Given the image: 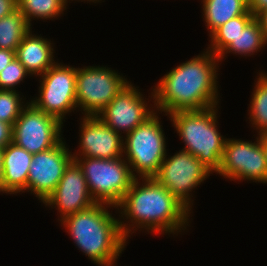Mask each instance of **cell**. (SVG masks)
Masks as SVG:
<instances>
[{
    "instance_id": "cell-1",
    "label": "cell",
    "mask_w": 267,
    "mask_h": 266,
    "mask_svg": "<svg viewBox=\"0 0 267 266\" xmlns=\"http://www.w3.org/2000/svg\"><path fill=\"white\" fill-rule=\"evenodd\" d=\"M205 51L159 79L150 95L156 111L167 116L177 111L203 110L219 105V74L216 72L220 60L208 49Z\"/></svg>"
},
{
    "instance_id": "cell-2",
    "label": "cell",
    "mask_w": 267,
    "mask_h": 266,
    "mask_svg": "<svg viewBox=\"0 0 267 266\" xmlns=\"http://www.w3.org/2000/svg\"><path fill=\"white\" fill-rule=\"evenodd\" d=\"M138 180H142V183ZM115 209H118L123 219L129 221H126V224L119 220L120 230L126 240L136 229H145L148 233L178 234L186 229L191 214L190 210L154 177L135 178Z\"/></svg>"
},
{
    "instance_id": "cell-3",
    "label": "cell",
    "mask_w": 267,
    "mask_h": 266,
    "mask_svg": "<svg viewBox=\"0 0 267 266\" xmlns=\"http://www.w3.org/2000/svg\"><path fill=\"white\" fill-rule=\"evenodd\" d=\"M111 207L116 208L95 203L60 221L81 252L98 266L116 263L127 242L120 230V219L108 211Z\"/></svg>"
},
{
    "instance_id": "cell-4",
    "label": "cell",
    "mask_w": 267,
    "mask_h": 266,
    "mask_svg": "<svg viewBox=\"0 0 267 266\" xmlns=\"http://www.w3.org/2000/svg\"><path fill=\"white\" fill-rule=\"evenodd\" d=\"M217 107L177 111L168 115L185 143L183 150L190 152L214 173L220 168L227 139L218 132Z\"/></svg>"
},
{
    "instance_id": "cell-5",
    "label": "cell",
    "mask_w": 267,
    "mask_h": 266,
    "mask_svg": "<svg viewBox=\"0 0 267 266\" xmlns=\"http://www.w3.org/2000/svg\"><path fill=\"white\" fill-rule=\"evenodd\" d=\"M157 115L155 112L123 137V157L135 178L154 177L166 157V138Z\"/></svg>"
},
{
    "instance_id": "cell-6",
    "label": "cell",
    "mask_w": 267,
    "mask_h": 266,
    "mask_svg": "<svg viewBox=\"0 0 267 266\" xmlns=\"http://www.w3.org/2000/svg\"><path fill=\"white\" fill-rule=\"evenodd\" d=\"M88 190L96 203L117 206L135 179L124 157L101 159L76 157Z\"/></svg>"
},
{
    "instance_id": "cell-7",
    "label": "cell",
    "mask_w": 267,
    "mask_h": 266,
    "mask_svg": "<svg viewBox=\"0 0 267 266\" xmlns=\"http://www.w3.org/2000/svg\"><path fill=\"white\" fill-rule=\"evenodd\" d=\"M126 79L106 66L78 67L76 74L77 108L81 109L84 116H98L129 83Z\"/></svg>"
},
{
    "instance_id": "cell-8",
    "label": "cell",
    "mask_w": 267,
    "mask_h": 266,
    "mask_svg": "<svg viewBox=\"0 0 267 266\" xmlns=\"http://www.w3.org/2000/svg\"><path fill=\"white\" fill-rule=\"evenodd\" d=\"M76 74L77 68L55 62L40 75L39 96L30 102L63 124L66 114L77 108Z\"/></svg>"
},
{
    "instance_id": "cell-9",
    "label": "cell",
    "mask_w": 267,
    "mask_h": 266,
    "mask_svg": "<svg viewBox=\"0 0 267 266\" xmlns=\"http://www.w3.org/2000/svg\"><path fill=\"white\" fill-rule=\"evenodd\" d=\"M210 174L212 171L198 158L182 149L168 158L166 154L154 178L191 211L192 190L204 182Z\"/></svg>"
},
{
    "instance_id": "cell-10",
    "label": "cell",
    "mask_w": 267,
    "mask_h": 266,
    "mask_svg": "<svg viewBox=\"0 0 267 266\" xmlns=\"http://www.w3.org/2000/svg\"><path fill=\"white\" fill-rule=\"evenodd\" d=\"M62 126L57 118L28 102L13 125L12 142L31 154L44 152L64 139Z\"/></svg>"
},
{
    "instance_id": "cell-11",
    "label": "cell",
    "mask_w": 267,
    "mask_h": 266,
    "mask_svg": "<svg viewBox=\"0 0 267 266\" xmlns=\"http://www.w3.org/2000/svg\"><path fill=\"white\" fill-rule=\"evenodd\" d=\"M255 142L227 138L216 174L233 181L267 183V160L258 135Z\"/></svg>"
},
{
    "instance_id": "cell-12",
    "label": "cell",
    "mask_w": 267,
    "mask_h": 266,
    "mask_svg": "<svg viewBox=\"0 0 267 266\" xmlns=\"http://www.w3.org/2000/svg\"><path fill=\"white\" fill-rule=\"evenodd\" d=\"M136 88L128 83L97 116L120 135L130 133L157 112Z\"/></svg>"
},
{
    "instance_id": "cell-13",
    "label": "cell",
    "mask_w": 267,
    "mask_h": 266,
    "mask_svg": "<svg viewBox=\"0 0 267 266\" xmlns=\"http://www.w3.org/2000/svg\"><path fill=\"white\" fill-rule=\"evenodd\" d=\"M63 139L53 148L33 154L27 178V189L41 202L55 190L66 167L73 160Z\"/></svg>"
},
{
    "instance_id": "cell-14",
    "label": "cell",
    "mask_w": 267,
    "mask_h": 266,
    "mask_svg": "<svg viewBox=\"0 0 267 266\" xmlns=\"http://www.w3.org/2000/svg\"><path fill=\"white\" fill-rule=\"evenodd\" d=\"M43 203L59 211L60 221L96 203L88 190L82 168L75 160L66 167L57 187Z\"/></svg>"
},
{
    "instance_id": "cell-15",
    "label": "cell",
    "mask_w": 267,
    "mask_h": 266,
    "mask_svg": "<svg viewBox=\"0 0 267 266\" xmlns=\"http://www.w3.org/2000/svg\"><path fill=\"white\" fill-rule=\"evenodd\" d=\"M80 121V139L76 157L117 159L123 157V135L115 132L97 116H83ZM78 154V155H77Z\"/></svg>"
},
{
    "instance_id": "cell-16",
    "label": "cell",
    "mask_w": 267,
    "mask_h": 266,
    "mask_svg": "<svg viewBox=\"0 0 267 266\" xmlns=\"http://www.w3.org/2000/svg\"><path fill=\"white\" fill-rule=\"evenodd\" d=\"M32 158L33 154L13 142L2 149V193H25Z\"/></svg>"
},
{
    "instance_id": "cell-17",
    "label": "cell",
    "mask_w": 267,
    "mask_h": 266,
    "mask_svg": "<svg viewBox=\"0 0 267 266\" xmlns=\"http://www.w3.org/2000/svg\"><path fill=\"white\" fill-rule=\"evenodd\" d=\"M54 51L51 40L43 38L41 34H32L30 30L17 47L15 57L30 76H40L55 63Z\"/></svg>"
},
{
    "instance_id": "cell-18",
    "label": "cell",
    "mask_w": 267,
    "mask_h": 266,
    "mask_svg": "<svg viewBox=\"0 0 267 266\" xmlns=\"http://www.w3.org/2000/svg\"><path fill=\"white\" fill-rule=\"evenodd\" d=\"M205 26L209 36L230 19L251 14L248 0H202Z\"/></svg>"
},
{
    "instance_id": "cell-19",
    "label": "cell",
    "mask_w": 267,
    "mask_h": 266,
    "mask_svg": "<svg viewBox=\"0 0 267 266\" xmlns=\"http://www.w3.org/2000/svg\"><path fill=\"white\" fill-rule=\"evenodd\" d=\"M267 45L259 21L254 18L228 47L218 56L221 61L227 53L251 56Z\"/></svg>"
},
{
    "instance_id": "cell-20",
    "label": "cell",
    "mask_w": 267,
    "mask_h": 266,
    "mask_svg": "<svg viewBox=\"0 0 267 266\" xmlns=\"http://www.w3.org/2000/svg\"><path fill=\"white\" fill-rule=\"evenodd\" d=\"M32 27L18 9L0 18V49L16 51L24 36Z\"/></svg>"
},
{
    "instance_id": "cell-21",
    "label": "cell",
    "mask_w": 267,
    "mask_h": 266,
    "mask_svg": "<svg viewBox=\"0 0 267 266\" xmlns=\"http://www.w3.org/2000/svg\"><path fill=\"white\" fill-rule=\"evenodd\" d=\"M250 101L249 120L258 135L267 133V73L259 72ZM259 130V131H258Z\"/></svg>"
},
{
    "instance_id": "cell-22",
    "label": "cell",
    "mask_w": 267,
    "mask_h": 266,
    "mask_svg": "<svg viewBox=\"0 0 267 266\" xmlns=\"http://www.w3.org/2000/svg\"><path fill=\"white\" fill-rule=\"evenodd\" d=\"M254 18L252 14H243L230 19L210 35L211 45L207 49L219 56Z\"/></svg>"
},
{
    "instance_id": "cell-23",
    "label": "cell",
    "mask_w": 267,
    "mask_h": 266,
    "mask_svg": "<svg viewBox=\"0 0 267 266\" xmlns=\"http://www.w3.org/2000/svg\"><path fill=\"white\" fill-rule=\"evenodd\" d=\"M66 5V0H17V9L23 13L30 26L32 18L47 21L60 17L66 10Z\"/></svg>"
},
{
    "instance_id": "cell-24",
    "label": "cell",
    "mask_w": 267,
    "mask_h": 266,
    "mask_svg": "<svg viewBox=\"0 0 267 266\" xmlns=\"http://www.w3.org/2000/svg\"><path fill=\"white\" fill-rule=\"evenodd\" d=\"M17 90H0V121L14 125L15 121L27 105Z\"/></svg>"
},
{
    "instance_id": "cell-25",
    "label": "cell",
    "mask_w": 267,
    "mask_h": 266,
    "mask_svg": "<svg viewBox=\"0 0 267 266\" xmlns=\"http://www.w3.org/2000/svg\"><path fill=\"white\" fill-rule=\"evenodd\" d=\"M30 73L15 57L3 70L0 72V90H16L15 86L20 85L26 76Z\"/></svg>"
},
{
    "instance_id": "cell-26",
    "label": "cell",
    "mask_w": 267,
    "mask_h": 266,
    "mask_svg": "<svg viewBox=\"0 0 267 266\" xmlns=\"http://www.w3.org/2000/svg\"><path fill=\"white\" fill-rule=\"evenodd\" d=\"M13 126L0 121V149L5 148L9 143H12Z\"/></svg>"
},
{
    "instance_id": "cell-27",
    "label": "cell",
    "mask_w": 267,
    "mask_h": 266,
    "mask_svg": "<svg viewBox=\"0 0 267 266\" xmlns=\"http://www.w3.org/2000/svg\"><path fill=\"white\" fill-rule=\"evenodd\" d=\"M17 10V0H0V18L8 16Z\"/></svg>"
},
{
    "instance_id": "cell-28",
    "label": "cell",
    "mask_w": 267,
    "mask_h": 266,
    "mask_svg": "<svg viewBox=\"0 0 267 266\" xmlns=\"http://www.w3.org/2000/svg\"><path fill=\"white\" fill-rule=\"evenodd\" d=\"M248 9L256 17L259 13L267 9V0H248Z\"/></svg>"
},
{
    "instance_id": "cell-29",
    "label": "cell",
    "mask_w": 267,
    "mask_h": 266,
    "mask_svg": "<svg viewBox=\"0 0 267 266\" xmlns=\"http://www.w3.org/2000/svg\"><path fill=\"white\" fill-rule=\"evenodd\" d=\"M15 58V51L0 49V72Z\"/></svg>"
},
{
    "instance_id": "cell-30",
    "label": "cell",
    "mask_w": 267,
    "mask_h": 266,
    "mask_svg": "<svg viewBox=\"0 0 267 266\" xmlns=\"http://www.w3.org/2000/svg\"><path fill=\"white\" fill-rule=\"evenodd\" d=\"M255 18L259 21L263 31V36L267 42V9L259 13Z\"/></svg>"
},
{
    "instance_id": "cell-31",
    "label": "cell",
    "mask_w": 267,
    "mask_h": 266,
    "mask_svg": "<svg viewBox=\"0 0 267 266\" xmlns=\"http://www.w3.org/2000/svg\"><path fill=\"white\" fill-rule=\"evenodd\" d=\"M259 136H260V141L262 142V147H263V150L265 152V157L267 160V133H264V134L259 135Z\"/></svg>"
},
{
    "instance_id": "cell-32",
    "label": "cell",
    "mask_w": 267,
    "mask_h": 266,
    "mask_svg": "<svg viewBox=\"0 0 267 266\" xmlns=\"http://www.w3.org/2000/svg\"><path fill=\"white\" fill-rule=\"evenodd\" d=\"M2 176H3L2 149H0V193L2 192Z\"/></svg>"
},
{
    "instance_id": "cell-33",
    "label": "cell",
    "mask_w": 267,
    "mask_h": 266,
    "mask_svg": "<svg viewBox=\"0 0 267 266\" xmlns=\"http://www.w3.org/2000/svg\"><path fill=\"white\" fill-rule=\"evenodd\" d=\"M66 1H67V3H68V0H66ZM72 1H73V0H72ZM79 1H80V0H79ZM82 1H83V0H82ZM85 1H87V2H88V1H90V2L92 1V2H94V3H97V2H100L101 0H84V2H85ZM69 3H70V0H69Z\"/></svg>"
}]
</instances>
